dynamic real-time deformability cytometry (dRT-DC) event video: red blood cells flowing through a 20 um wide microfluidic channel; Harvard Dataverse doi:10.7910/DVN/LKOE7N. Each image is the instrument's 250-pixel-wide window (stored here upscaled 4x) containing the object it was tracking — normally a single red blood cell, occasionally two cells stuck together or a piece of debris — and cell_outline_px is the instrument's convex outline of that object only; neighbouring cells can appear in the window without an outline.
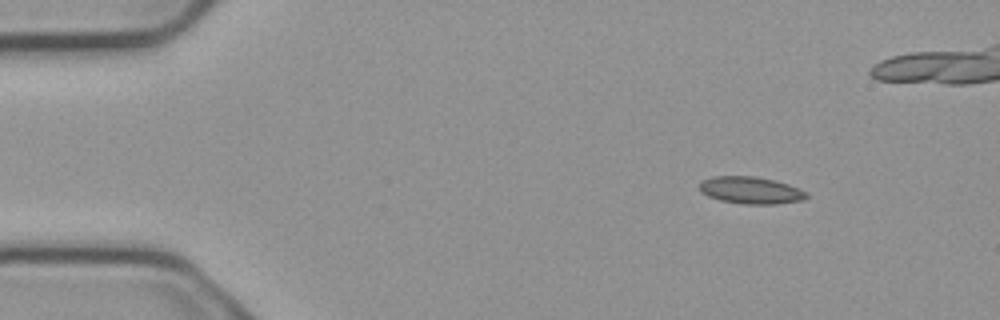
{"species": "common noctule bat (a hibernating species)", "species_latin": "Nyctalus noctula", "temperature_condition": "cold", "stored_images_in_passage": 3, "camera_frame_rate_fps": 3000, "um_per_image_px": 0.085, "animal": {"sex": "male", "body_mass_g": 23.1, "forearm_length_mm": 52.7}, "frame": {"image": 1, "passage_image": 1, "time_ms": 0.0, "image_size_px": [1000, 320], "cell_outline_px": [[808, 196], [804, 200], [776, 204], [744, 204], [720, 200], [708, 196], [700, 192], [700, 184], [704, 180], [712, 176], [752, 176], [776, 180], [800, 188], [808, 192]], "centroid_in_image_um": [63.85, 16.17], "position_along_channel_um": 21.1, "area_um2": 16.99}}